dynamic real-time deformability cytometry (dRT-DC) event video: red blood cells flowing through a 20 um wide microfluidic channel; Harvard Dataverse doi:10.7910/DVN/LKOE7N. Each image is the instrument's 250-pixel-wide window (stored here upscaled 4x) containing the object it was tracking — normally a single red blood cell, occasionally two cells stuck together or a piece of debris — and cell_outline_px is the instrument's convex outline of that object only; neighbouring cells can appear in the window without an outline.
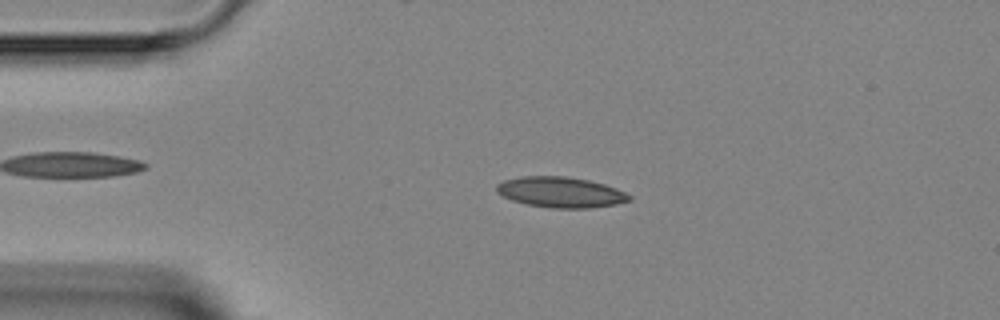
{"species": "Egyptian fruit bat (a non-hibernating species)", "species_latin": "Rousettus aegyptiacus", "temperature_condition": "room temperature", "stored_images_in_passage": 4, "camera_frame_rate_fps": 3000, "um_per_image_px": 0.085, "animal": {"sex": "female"}, "frame": {"image": 1, "passage_image": 3, "time_ms": 2.333, "image_size_px": [1000, 320], "cell_outline_px": [[632, 200], [616, 204], [592, 208], [552, 208], [528, 204], [512, 200], [496, 192], [496, 184], [504, 180], [520, 176], [564, 176], [588, 180], [604, 184], [616, 188], [632, 196]], "centroid_in_image_um": [47.66, 16.34], "position_along_channel_um": 37.3, "area_um2": 23.64}}